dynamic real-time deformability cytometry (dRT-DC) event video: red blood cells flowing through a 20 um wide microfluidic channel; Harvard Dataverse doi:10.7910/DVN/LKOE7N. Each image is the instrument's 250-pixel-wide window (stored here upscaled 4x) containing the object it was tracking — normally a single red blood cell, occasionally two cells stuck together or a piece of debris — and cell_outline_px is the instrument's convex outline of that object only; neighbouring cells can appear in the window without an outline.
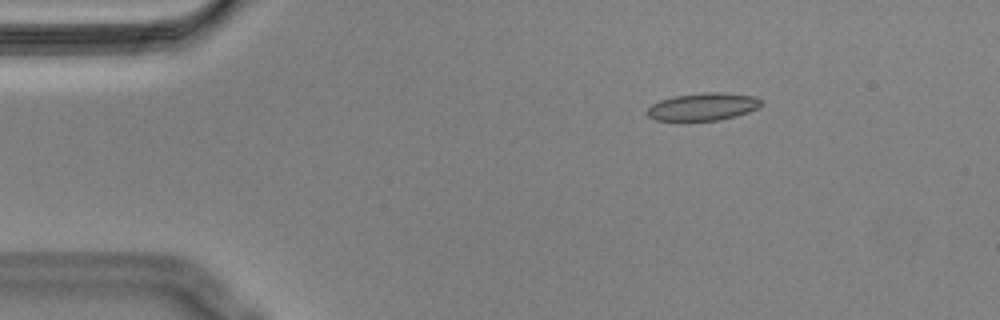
{"species": "Egyptian fruit bat (a non-hibernating species)", "species_latin": "Rousettus aegyptiacus", "temperature_condition": "cold", "stored_images_in_passage": 56, "camera_frame_rate_fps": 3000, "um_per_image_px": 0.085, "animal": {"sex": "male"}, "frame": {"image": 1, "passage_image": 9, "time_ms": 2.667, "image_size_px": [1000, 320], "cell_outline_px": [[764, 104], [760, 108], [736, 116], [716, 120], [656, 120], [648, 116], [644, 112], [652, 104], [660, 100], [676, 96], [704, 92], [720, 92], [756, 96]], "centroid_in_image_um": [59.78, 9.06], "position_along_channel_um": 25.2, "area_um2": 18.32}}
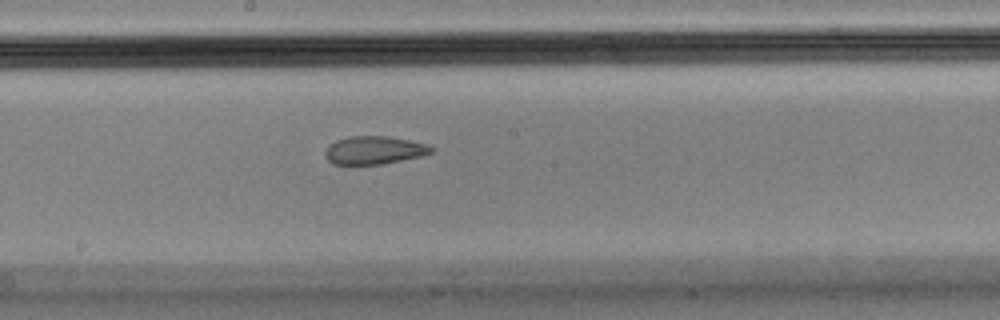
{"frame": {"image": 2, "passage_image": 30, "time_ms": 9.667, "image_size_px": [1000, 320], "cell_outline_px": [[436, 152], [420, 156], [384, 164], [332, 164], [324, 156], [324, 152], [328, 144], [336, 140], [348, 136], [388, 136], [428, 144], [436, 148]], "centroid_in_image_um": [31.81, 12.76], "position_along_channel_um": 216.4, "area_um2": 17.63}}
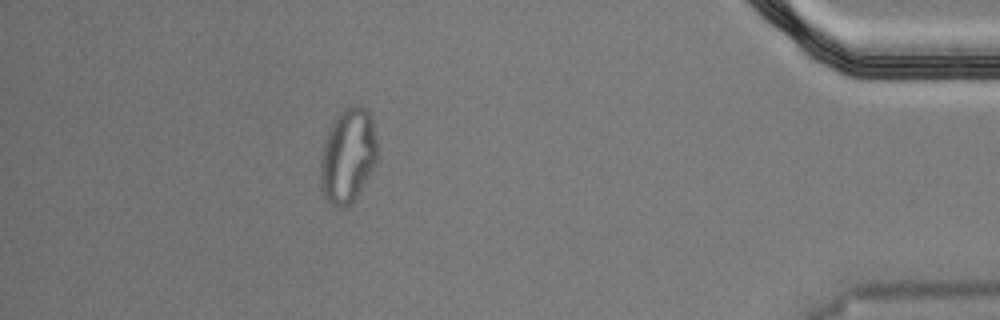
{"frame": {"image": 3, "passage_image": 50, "time_ms": 16.333, "image_size_px": [1000, 320], "cell_outline_px": [[376, 164], [356, 196], [344, 208], [340, 208], [332, 204], [324, 196], [320, 188], [320, 156], [324, 140], [336, 116], [344, 108], [352, 104], [360, 104], [368, 112], [372, 124], [376, 140]], "centroid_in_image_um": [29.53, 13.22], "position_along_channel_um": 405.7, "area_um2": 31.1}, "authors_computed_cell_mechanics": {"area_um2": 18.6116, "velocity_mm_per_s": 3.5895, "shape_relaxation_time_tau1_ms": null, "shape_relaxation_time_tau2_ms": 1.8956, "deformation_change_tau1": null, "deformation_change_tau2": 0.083}}